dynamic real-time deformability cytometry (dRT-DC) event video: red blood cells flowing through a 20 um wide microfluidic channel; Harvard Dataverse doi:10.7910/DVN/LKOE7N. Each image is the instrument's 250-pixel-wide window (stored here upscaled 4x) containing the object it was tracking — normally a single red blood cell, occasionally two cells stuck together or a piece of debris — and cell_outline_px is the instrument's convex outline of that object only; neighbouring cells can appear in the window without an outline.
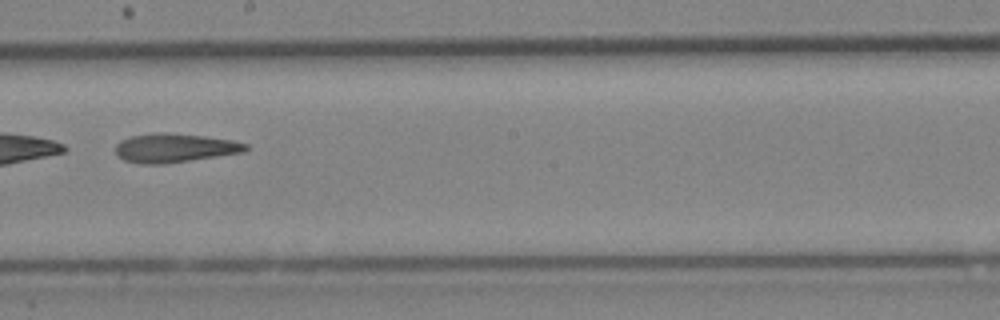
{"species": "Egyptian fruit bat (a non-hibernating species)", "species_latin": "Rousettus aegyptiacus", "temperature_condition": "cold", "stored_images_in_passage": 43, "camera_frame_rate_fps": 3000, "um_per_image_px": 0.085, "animal": {"sex": "female"}, "frame": {"image": 1, "passage_image": 25, "time_ms": 8.0, "image_size_px": [1000, 320], "cell_outline_px": [[248, 148], [244, 152], [160, 164], [140, 164], [124, 160], [116, 152], [116, 144], [120, 140], [132, 136], [156, 132], [164, 132], [204, 136], [232, 140], [248, 144]], "centroid_in_image_um": [14.83, 12.56], "position_along_channel_um": 233.4, "area_um2": 21.68}}